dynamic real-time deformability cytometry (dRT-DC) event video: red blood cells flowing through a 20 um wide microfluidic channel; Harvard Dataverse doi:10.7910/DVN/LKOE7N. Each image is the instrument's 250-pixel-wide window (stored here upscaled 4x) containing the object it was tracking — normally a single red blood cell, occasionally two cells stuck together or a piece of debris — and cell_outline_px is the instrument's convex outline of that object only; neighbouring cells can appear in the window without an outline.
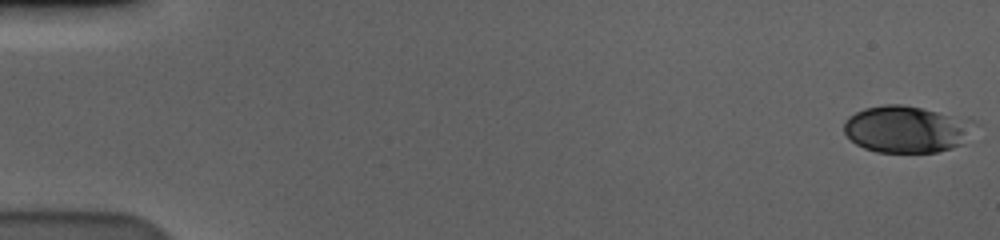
{"species": "human", "species_latin": "Homo sapiens", "temperature_condition": "cold", "stored_images_in_passage": 58, "camera_frame_rate_fps": 3000, "um_per_image_px": 0.085, "donor": {"sex": "male"}, "frame": {"image": 1, "passage_image": 1, "time_ms": 0.0, "image_size_px": [1000, 240], "cell_outline_px": [[972, 120], [964, 144], [952, 148], [936, 152], [876, 152], [864, 148], [856, 144], [844, 132], [844, 124], [848, 116], [864, 108], [884, 104], [900, 104], [920, 108]], "centroid_in_image_um": [76.97, 10.99], "position_along_channel_um": 8.0, "area_um2": 35.03}}
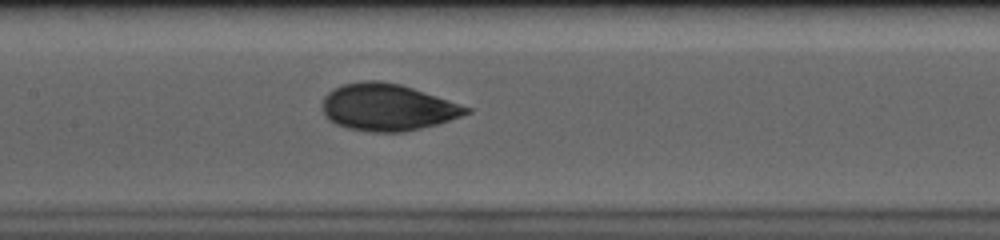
{"frame": {"image": 2, "passage_image": 29, "time_ms": 9.333, "image_size_px": [1000, 240], "cell_outline_px": [[472, 112], [436, 124], [404, 132], [368, 132], [348, 128], [336, 124], [328, 120], [324, 116], [320, 104], [324, 96], [332, 88], [344, 84], [364, 80], [376, 80], [400, 84], [472, 108]], "centroid_in_image_um": [32.87, 9.12], "position_along_channel_um": 174.5, "area_um2": 39.36}}
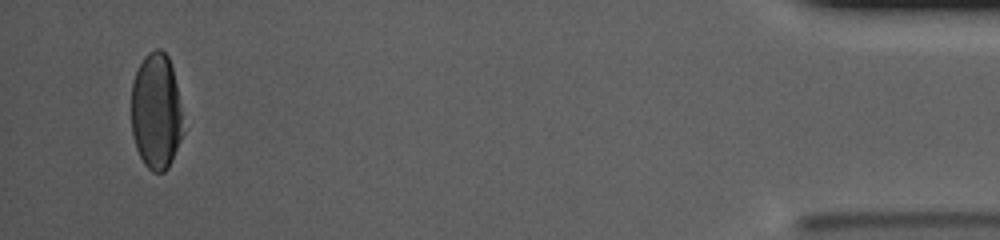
{"frame": {"image": 3, "passage_image": 56, "time_ms": 18.333, "image_size_px": [1000, 240], "cell_outline_px": [[184, 132], [172, 160], [168, 168], [164, 172], [152, 172], [144, 164], [136, 148], [132, 132], [132, 84], [136, 72], [144, 56], [148, 52], [156, 48], [160, 48], [168, 56], [172, 68], [176, 84]], "centroid_in_image_um": [13.27, 9.49], "position_along_channel_um": 421.9, "area_um2": 34.97}, "authors_computed_cell_mechanics": {"area_um2": 37.8301, "velocity_mm_per_s": 3.5953, "shape_relaxation_time_tau1_ms": 6.0624, "shape_relaxation_time_tau2_ms": 1.2002, "deformation_change_tau1": 0.186, "deformation_change_tau2": 0.0525}}